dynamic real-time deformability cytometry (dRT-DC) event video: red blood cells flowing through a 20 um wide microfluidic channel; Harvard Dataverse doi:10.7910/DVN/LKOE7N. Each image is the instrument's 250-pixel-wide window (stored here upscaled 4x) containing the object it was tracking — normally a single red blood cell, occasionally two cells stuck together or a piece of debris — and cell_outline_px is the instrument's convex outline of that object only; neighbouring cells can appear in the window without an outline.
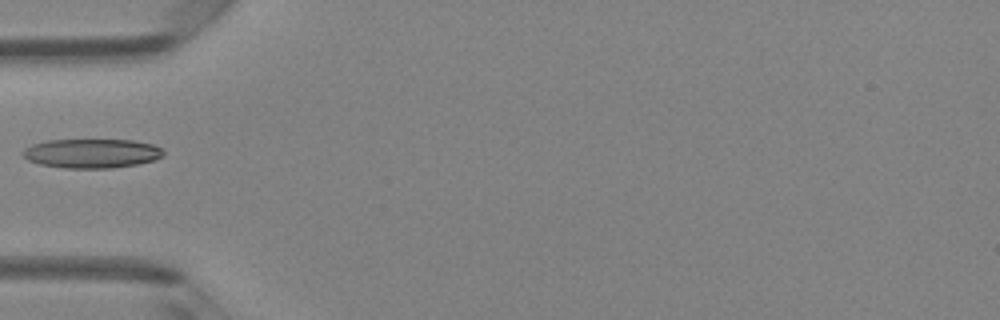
{"species": "Egyptian fruit bat (a non-hibernating species)", "species_latin": "Rousettus aegyptiacus", "temperature_condition": "room temperature", "stored_images_in_passage": 5, "camera_frame_rate_fps": 3000, "um_per_image_px": 0.085, "animal": {"sex": "female"}, "frame": {"image": 1, "passage_image": 5, "time_ms": 1.333, "image_size_px": [1000, 320], "cell_outline_px": [[164, 156], [152, 160], [136, 164], [112, 168], [64, 168], [40, 164], [28, 160], [24, 156], [24, 148], [32, 144], [48, 140], [132, 140], [152, 144], [164, 148]], "centroid_in_image_um": [7.82, 13.03], "position_along_channel_um": 77.2, "area_um2": 23.87}}